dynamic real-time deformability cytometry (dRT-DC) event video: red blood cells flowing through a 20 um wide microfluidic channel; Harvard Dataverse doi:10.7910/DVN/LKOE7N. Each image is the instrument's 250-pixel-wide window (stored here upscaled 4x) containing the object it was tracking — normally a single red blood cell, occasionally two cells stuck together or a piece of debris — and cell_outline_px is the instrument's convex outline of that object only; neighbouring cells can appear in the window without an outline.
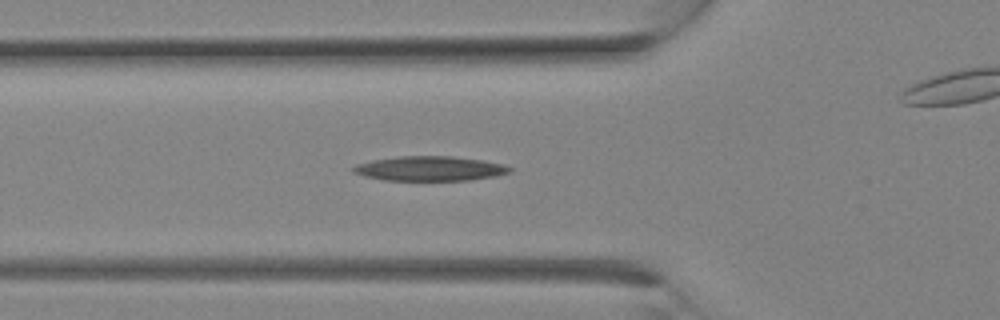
{"species": "Egyptian fruit bat (a non-hibernating species)", "species_latin": "Rousettus aegyptiacus", "temperature_condition": "room temperature", "stored_images_in_passage": 8, "camera_frame_rate_fps": 3000, "um_per_image_px": 0.085, "animal": {"sex": "female"}, "frame": {"image": 1, "passage_image": 5, "time_ms": 1.333, "image_size_px": [1000, 320], "cell_outline_px": [[512, 172], [496, 176], [468, 180], [384, 180], [364, 176], [352, 172], [352, 168], [356, 164], [372, 160], [400, 156], [452, 156], [484, 160], [504, 164], [512, 168]], "centroid_in_image_um": [36.56, 14.32], "position_along_channel_um": 89.2, "area_um2": 22.54}}
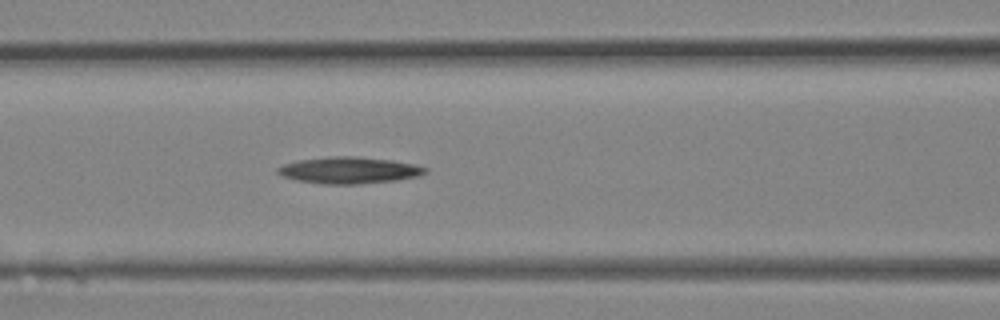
{"frame": {"image": 2, "passage_image": 7, "time_ms": 2.0, "image_size_px": [1000, 320], "cell_outline_px": [[428, 172], [420, 176], [396, 180], [356, 184], [324, 184], [296, 180], [284, 176], [276, 172], [276, 168], [284, 164], [296, 160], [332, 156], [356, 156], [392, 160], [416, 164], [428, 168]], "centroid_in_image_um": [29.7, 14.46], "position_along_channel_um": 136.9, "area_um2": 23.0}}